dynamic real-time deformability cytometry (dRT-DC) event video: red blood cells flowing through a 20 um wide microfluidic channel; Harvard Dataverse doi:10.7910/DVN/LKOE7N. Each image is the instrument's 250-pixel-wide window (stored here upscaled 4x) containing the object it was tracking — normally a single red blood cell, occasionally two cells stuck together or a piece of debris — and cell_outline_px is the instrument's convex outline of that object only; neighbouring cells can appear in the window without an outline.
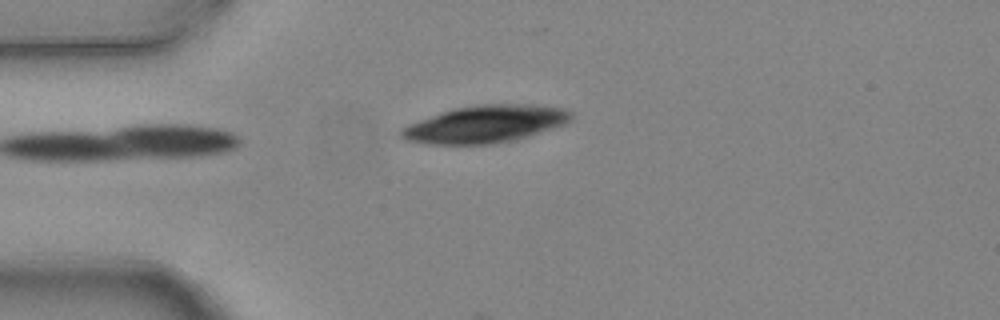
{"species": "common noctule bat (a hibernating species)", "species_latin": "Nyctalus noctula", "temperature_condition": "warm", "stored_images_in_passage": 4, "camera_frame_rate_fps": 3000, "um_per_image_px": 0.085, "animal": {"sex": "female", "body_mass_g": 24.6, "forearm_length_mm": 56.2}, "frame": {"image": 1, "passage_image": 3, "time_ms": 0.667, "image_size_px": [1000, 320], "cell_outline_px": [[572, 120], [564, 124], [516, 140], [492, 144], [428, 144], [404, 140], [400, 136], [400, 128], [408, 124], [456, 108], [480, 104], [536, 104], [564, 108], [572, 112]], "centroid_in_image_um": [41.27, 10.55], "position_along_channel_um": 43.7, "area_um2": 36.88}}